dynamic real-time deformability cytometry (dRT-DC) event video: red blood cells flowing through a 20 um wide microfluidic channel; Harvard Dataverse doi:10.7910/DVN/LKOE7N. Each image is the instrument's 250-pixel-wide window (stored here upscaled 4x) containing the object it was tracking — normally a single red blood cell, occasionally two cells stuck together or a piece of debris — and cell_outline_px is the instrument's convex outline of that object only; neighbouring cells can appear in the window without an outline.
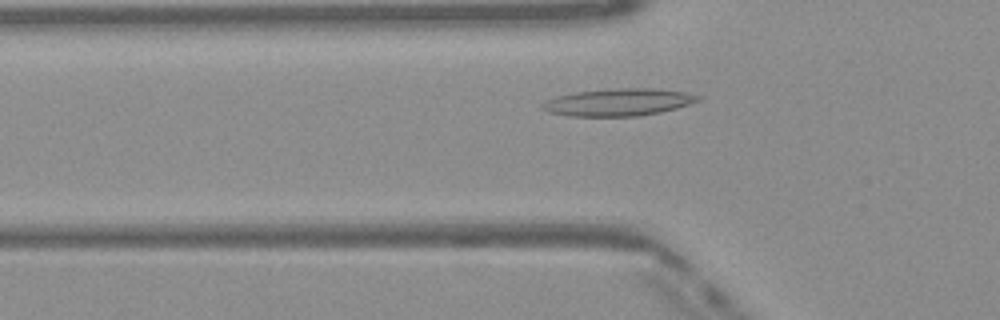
{"species": "Egyptian fruit bat (a non-hibernating species)", "species_latin": "Rousettus aegyptiacus", "temperature_condition": "warm", "stored_images_in_passage": 33, "camera_frame_rate_fps": 3000, "um_per_image_px": 0.085, "frame": {"image": 1, "passage_image": 9, "time_ms": 2.667, "image_size_px": [1000, 320], "cell_outline_px": [[700, 100], [676, 108], [660, 112], [640, 116], [568, 116], [548, 112], [540, 108], [540, 104], [544, 100], [556, 96], [576, 92], [612, 88], [652, 88], [688, 92], [700, 96]], "centroid_in_image_um": [52.52, 8.68], "position_along_channel_um": 73.3, "area_um2": 24.97}}
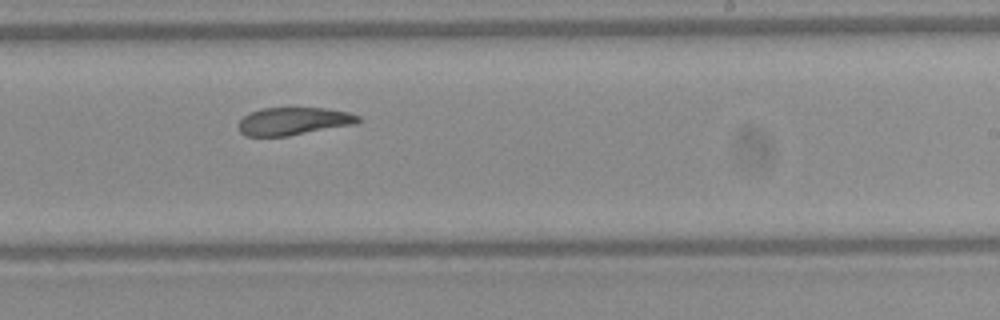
{"frame": {"image": 2, "passage_image": 23, "time_ms": 7.333, "image_size_px": [1000, 320], "cell_outline_px": [[360, 120], [356, 124], [288, 136], [244, 136], [236, 128], [236, 124], [248, 112], [260, 108], [324, 108], [348, 112], [360, 116]], "centroid_in_image_um": [24.89, 10.3], "position_along_channel_um": 264.1, "area_um2": 19.59}}
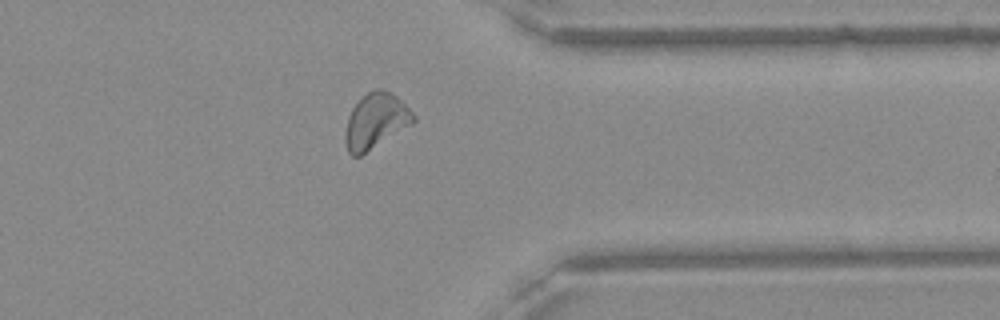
{"frame": {"image": 3, "passage_image": 32, "time_ms": 10.333, "image_size_px": [1000, 320], "cell_outline_px": [[416, 120], [412, 124], [360, 156], [352, 156], [348, 152], [344, 140], [344, 132], [348, 116], [352, 108], [368, 92], [376, 88], [380, 88], [396, 96], [416, 116]], "centroid_in_image_um": [31.91, 10.3], "position_along_channel_um": 379.5, "area_um2": 21.73}, "authors_computed_cell_mechanics": {"area_um2": 20.9814, "velocity_mm_per_s": 4.0714, "shape_relaxation_time_tau1_ms": null, "shape_relaxation_time_tau2_ms": 2.7059, "deformation_change_tau1": null, "deformation_change_tau2": 0.1005}}